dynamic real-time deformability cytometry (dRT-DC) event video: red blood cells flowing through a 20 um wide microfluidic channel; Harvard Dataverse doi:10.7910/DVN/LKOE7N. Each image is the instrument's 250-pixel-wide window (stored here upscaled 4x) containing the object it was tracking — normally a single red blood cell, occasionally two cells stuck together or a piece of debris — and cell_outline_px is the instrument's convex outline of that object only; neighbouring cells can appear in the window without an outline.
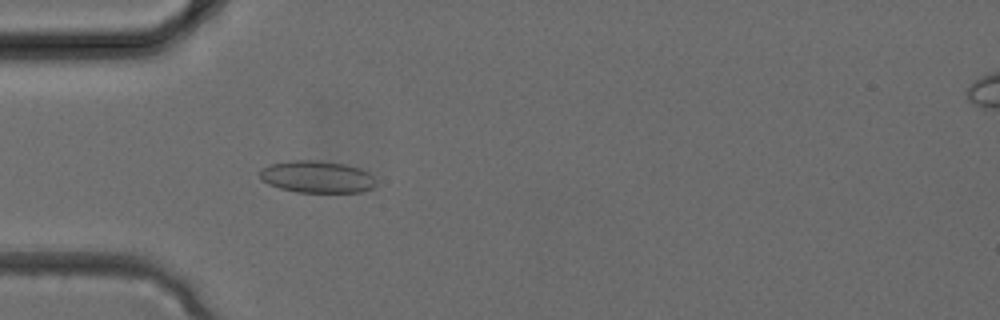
{"species": "common noctule bat (a hibernating species)", "species_latin": "Nyctalus noctula", "temperature_condition": "cold", "stored_images_in_passage": 34, "camera_frame_rate_fps": 3000, "um_per_image_px": 0.085, "animal": {"sex": "female", "body_mass_g": 24.6, "forearm_length_mm": 56.2}, "frame": {"image": 1, "passage_image": 10, "time_ms": 3.0, "image_size_px": [1000, 320], "cell_outline_px": [[376, 184], [372, 188], [360, 192], [296, 192], [280, 188], [268, 184], [260, 176], [260, 168], [272, 164], [292, 160], [320, 160], [344, 164], [360, 168], [368, 172], [376, 180]], "centroid_in_image_um": [26.96, 15.03], "position_along_channel_um": 58.0, "area_um2": 21.68}}
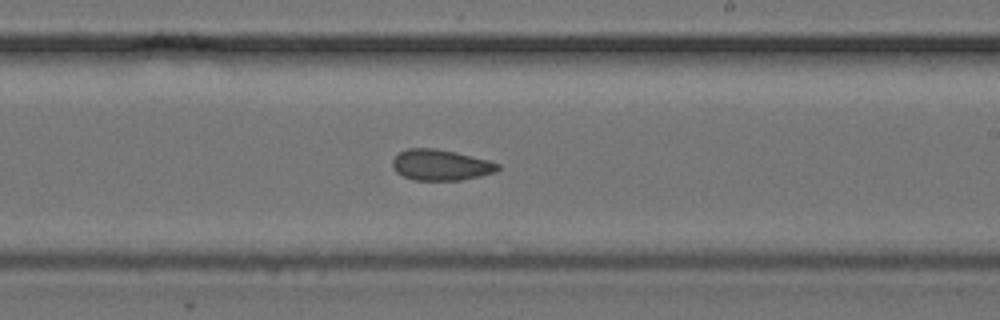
{"frame": {"image": 2, "passage_image": 20, "time_ms": 6.333, "image_size_px": [1000, 320], "cell_outline_px": [[500, 168], [496, 172], [480, 176], [460, 180], [412, 180], [396, 172], [392, 168], [392, 160], [400, 152], [408, 148], [436, 148], [456, 152], [488, 160], [500, 164]], "centroid_in_image_um": [37.46, 14.02], "position_along_channel_um": 251.5, "area_um2": 19.02}}
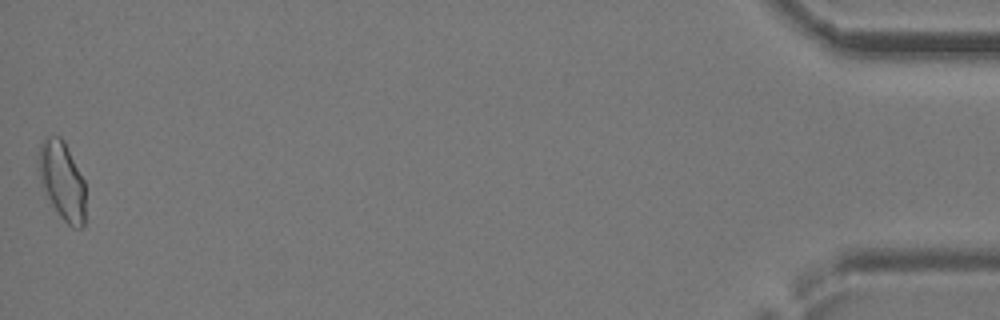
{"frame": {"image": 3, "passage_image": 34, "time_ms": 11.0, "image_size_px": [1000, 320], "cell_outline_px": [[84, 224], [80, 228], [72, 228], [60, 216], [52, 204], [40, 184], [36, 160], [36, 156], [40, 144], [48, 136], [60, 136], [64, 140], [84, 180]], "centroid_in_image_um": [5.24, 15.32], "position_along_channel_um": 430.0, "area_um2": 21.56}}